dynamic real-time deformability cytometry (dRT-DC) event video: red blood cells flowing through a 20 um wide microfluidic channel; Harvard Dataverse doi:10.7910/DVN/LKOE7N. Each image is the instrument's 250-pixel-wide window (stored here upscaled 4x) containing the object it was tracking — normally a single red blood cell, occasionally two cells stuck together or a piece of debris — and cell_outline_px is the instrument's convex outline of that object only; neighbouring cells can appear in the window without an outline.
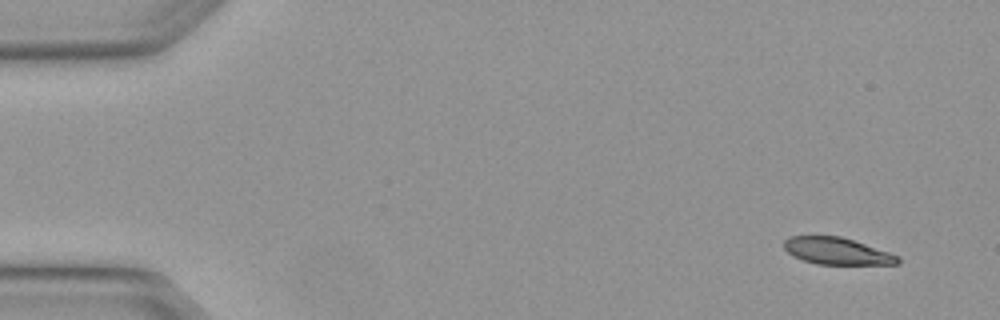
{"species": "Egyptian fruit bat (a non-hibernating species)", "species_latin": "Rousettus aegyptiacus", "temperature_condition": "warm", "stored_images_in_passage": 5, "camera_frame_rate_fps": 3000, "um_per_image_px": 0.085, "animal": {"sex": "female"}, "frame": {"image": 1, "passage_image": 1, "time_ms": 0.0, "image_size_px": [1000, 320], "cell_outline_px": [[900, 264], [816, 264], [804, 260], [788, 252], [784, 248], [784, 240], [788, 236], [840, 236], [900, 256]], "centroid_in_image_um": [71.14, 21.34], "position_along_channel_um": 13.9, "area_um2": 17.57}}
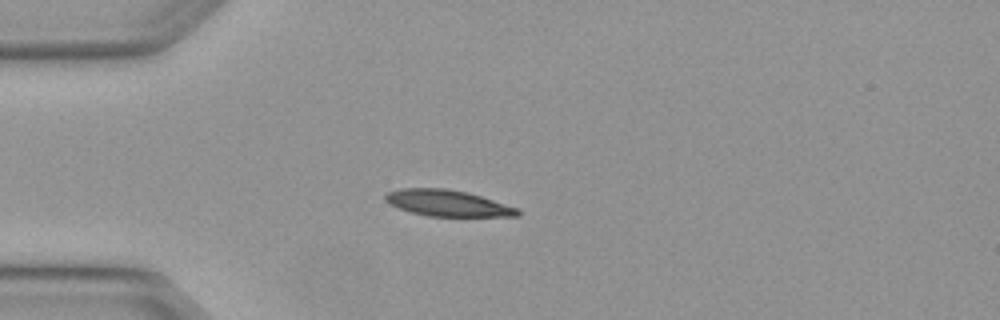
{"frame": {"image": 2, "passage_image": 4, "time_ms": 1.0, "image_size_px": [1000, 320], "cell_outline_px": [[520, 216], [428, 216], [412, 212], [388, 204], [384, 200], [384, 196], [388, 192], [400, 188], [444, 188], [468, 192], [520, 208]], "centroid_in_image_um": [38.06, 17.26], "position_along_channel_um": 46.9, "area_um2": 20.29}}